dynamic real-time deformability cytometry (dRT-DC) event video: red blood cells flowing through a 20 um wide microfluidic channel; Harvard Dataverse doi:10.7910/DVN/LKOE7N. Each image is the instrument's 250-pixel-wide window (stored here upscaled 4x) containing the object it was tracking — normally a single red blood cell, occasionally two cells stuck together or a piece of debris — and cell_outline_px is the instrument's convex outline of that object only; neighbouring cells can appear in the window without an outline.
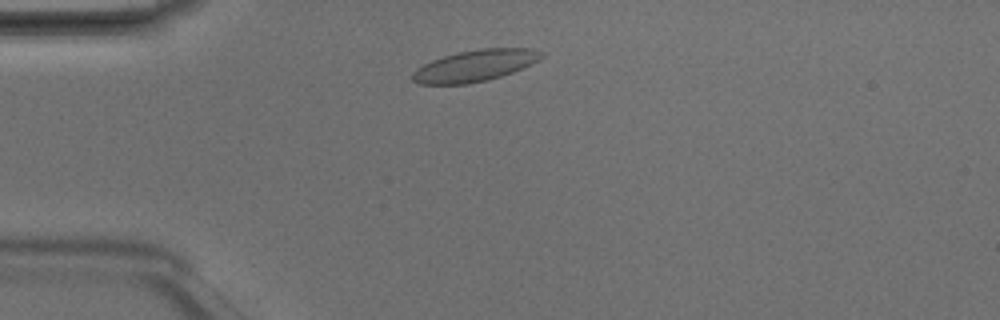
{"species": "Egyptian fruit bat (a non-hibernating species)", "species_latin": "Rousettus aegyptiacus", "temperature_condition": "room temperature", "stored_images_in_passage": 4, "camera_frame_rate_fps": 3000, "um_per_image_px": 0.085, "animal": {"sex": "male"}, "frame": {"image": 1, "passage_image": 2, "time_ms": 0.333, "image_size_px": [1000, 320], "cell_outline_px": [[544, 56], [540, 60], [532, 64], [512, 72], [488, 80], [468, 84], [420, 84], [412, 80], [412, 72], [416, 68], [432, 60], [444, 56], [460, 52], [480, 48], [532, 48], [544, 52]], "centroid_in_image_um": [40.4, 5.58], "position_along_channel_um": 44.6, "area_um2": 23.7}}
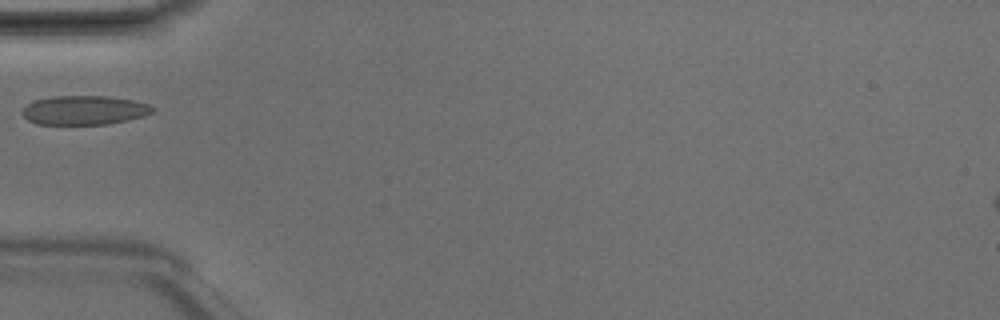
{"frame": {"image": 2, "passage_image": 3, "time_ms": 0.667, "image_size_px": [1000, 320], "cell_outline_px": [[156, 108], [152, 112], [144, 116], [128, 120], [108, 124], [36, 124], [28, 120], [20, 112], [32, 100], [52, 96], [108, 96], [132, 100], [148, 104]], "centroid_in_image_um": [7.15, 9.36], "position_along_channel_um": 77.8, "area_um2": 22.2}}